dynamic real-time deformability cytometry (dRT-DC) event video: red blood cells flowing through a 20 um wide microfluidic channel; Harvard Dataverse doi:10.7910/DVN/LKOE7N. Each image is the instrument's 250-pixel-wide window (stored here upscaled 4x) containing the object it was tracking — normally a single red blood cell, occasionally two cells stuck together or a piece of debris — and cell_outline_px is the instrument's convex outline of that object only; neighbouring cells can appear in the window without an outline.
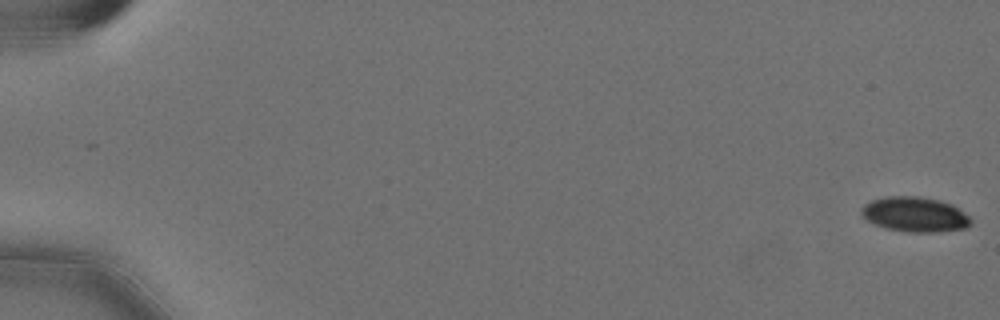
{"species": "Egyptian fruit bat (a non-hibernating species)", "species_latin": "Rousettus aegyptiacus", "temperature_condition": "cold", "stored_images_in_passage": 58, "camera_frame_rate_fps": 3000, "um_per_image_px": 0.085, "animal": {"sex": "female"}, "frame": {"image": 1, "passage_image": 1, "time_ms": 0.0, "image_size_px": [1000, 320], "cell_outline_px": [[972, 220], [964, 228], [936, 232], [908, 232], [884, 228], [868, 220], [860, 212], [860, 208], [864, 204], [872, 200], [888, 196], [920, 196], [940, 200], [952, 204], [968, 216]], "centroid_in_image_um": [77.74, 18.21], "position_along_channel_um": 7.3, "area_um2": 22.14}}
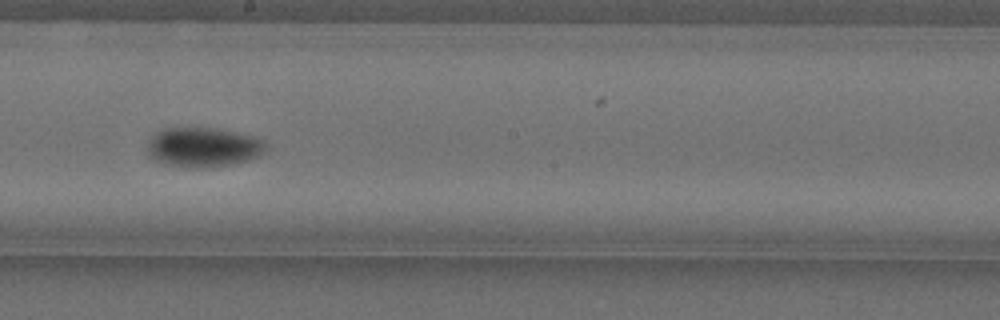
{"frame": {"image": 2, "passage_image": 34, "time_ms": 11.0, "image_size_px": [1000, 320], "cell_outline_px": [[268, 148], [264, 152], [248, 160], [232, 164], [204, 168], [188, 168], [164, 164], [152, 160], [148, 156], [148, 140], [156, 132], [164, 128], [216, 128], [236, 132], [252, 136], [264, 140], [268, 144]], "centroid_in_image_um": [17.26, 12.52], "position_along_channel_um": 230.9, "area_um2": 27.69}}
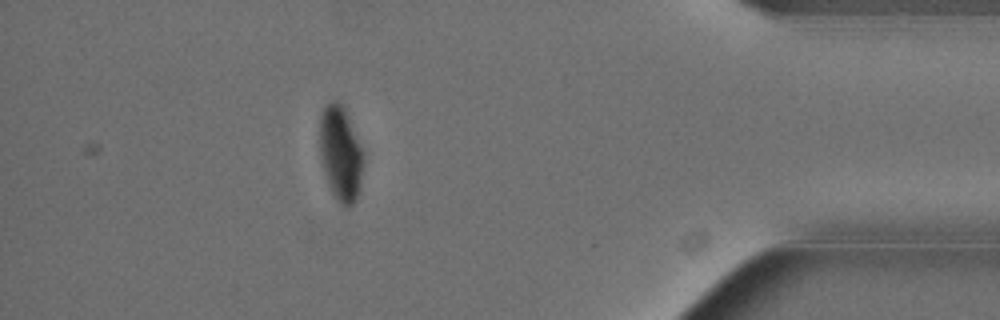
{"frame": {"image": 3, "passage_image": 52, "time_ms": 17.0, "image_size_px": [1000, 320], "cell_outline_px": [[364, 160], [360, 188], [356, 200], [348, 208], [344, 208], [340, 204], [328, 188], [320, 156], [320, 112], [332, 100], [336, 100], [344, 108], [364, 152]], "centroid_in_image_um": [28.95, 13.11], "position_along_channel_um": 406.2, "area_um2": 24.45}, "authors_computed_cell_mechanics": {"area_um2": 25.2297, "velocity_mm_per_s": 3.5731, "shape_relaxation_time_tau1_ms": null, "shape_relaxation_time_tau2_ms": 6.3088, "deformation_change_tau1": null, "deformation_change_tau2": 0.0387}}